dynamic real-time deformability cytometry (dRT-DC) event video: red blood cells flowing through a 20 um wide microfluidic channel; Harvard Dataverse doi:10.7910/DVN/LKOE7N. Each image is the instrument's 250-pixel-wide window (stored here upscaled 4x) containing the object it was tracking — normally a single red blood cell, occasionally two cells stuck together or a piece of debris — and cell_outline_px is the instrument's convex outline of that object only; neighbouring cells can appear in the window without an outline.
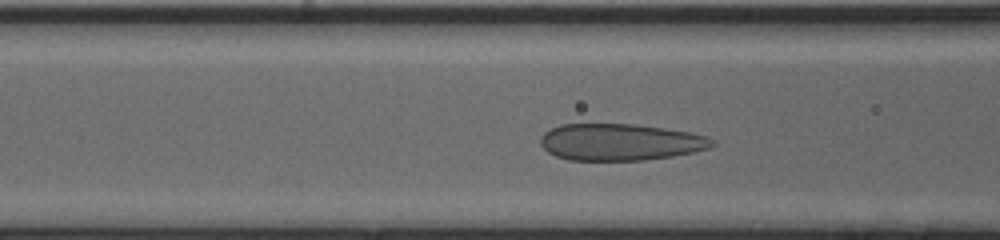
{"species": "human", "species_latin": "Homo sapiens", "temperature_condition": "cold", "stored_images_in_passage": 38, "camera_frame_rate_fps": 3000, "um_per_image_px": 0.085, "donor": {"sex": "male"}, "frame": {"image": 1, "passage_image": 8, "time_ms": 2.333, "image_size_px": [1000, 240], "cell_outline_px": [[716, 144], [708, 148], [692, 152], [672, 156], [644, 160], [568, 160], [556, 156], [548, 152], [540, 144], [540, 136], [544, 132], [560, 124], [636, 124], [664, 128], [688, 132], [708, 136], [716, 140]], "centroid_in_image_um": [52.72, 12.07], "position_along_channel_um": 113.9, "area_um2": 36.88}}
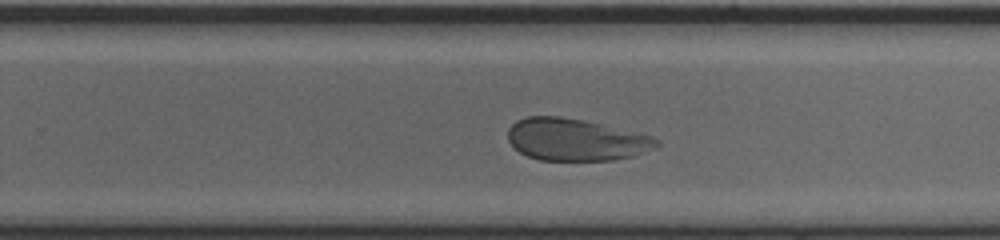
{"frame": {"image": 2, "passage_image": 21, "time_ms": 6.667, "image_size_px": [1000, 240], "cell_outline_px": [[660, 144], [656, 148], [632, 156], [612, 160], [540, 160], [528, 156], [520, 152], [508, 140], [508, 128], [516, 120], [528, 116], [560, 116], [584, 120], [652, 136], [660, 140]], "centroid_in_image_um": [48.94, 11.86], "position_along_channel_um": 280.9, "area_um2": 36.36}}
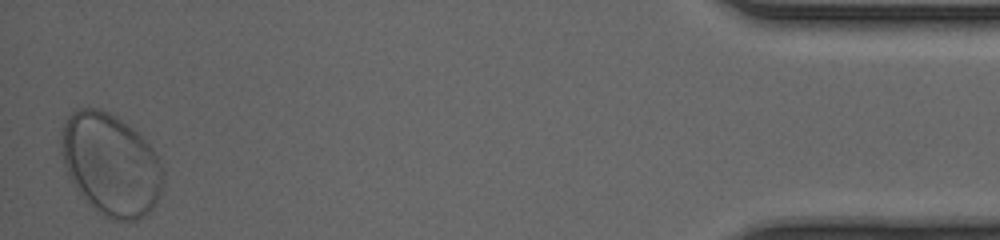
{"frame": {"image": 3, "passage_image": 38, "time_ms": 12.333, "image_size_px": [1000, 240], "cell_outline_px": [[164, 184], [160, 196], [156, 204], [144, 216], [136, 220], [112, 220], [104, 216], [88, 204], [80, 196], [68, 176], [60, 152], [60, 132], [68, 116], [76, 108], [100, 108], [116, 116], [140, 132], [152, 148], [160, 160], [164, 172]], "centroid_in_image_um": [9.42, 13.97], "position_along_channel_um": 425.8, "area_um2": 61.61}, "authors_computed_cell_mechanics": {"area_um2": 38.726, "velocity_mm_per_s": 3.8683, "shape_relaxation_time_tau1_ms": 3.7991, "shape_relaxation_time_tau2_ms": null, "deformation_change_tau1": 0.1126, "deformation_change_tau2": null}}